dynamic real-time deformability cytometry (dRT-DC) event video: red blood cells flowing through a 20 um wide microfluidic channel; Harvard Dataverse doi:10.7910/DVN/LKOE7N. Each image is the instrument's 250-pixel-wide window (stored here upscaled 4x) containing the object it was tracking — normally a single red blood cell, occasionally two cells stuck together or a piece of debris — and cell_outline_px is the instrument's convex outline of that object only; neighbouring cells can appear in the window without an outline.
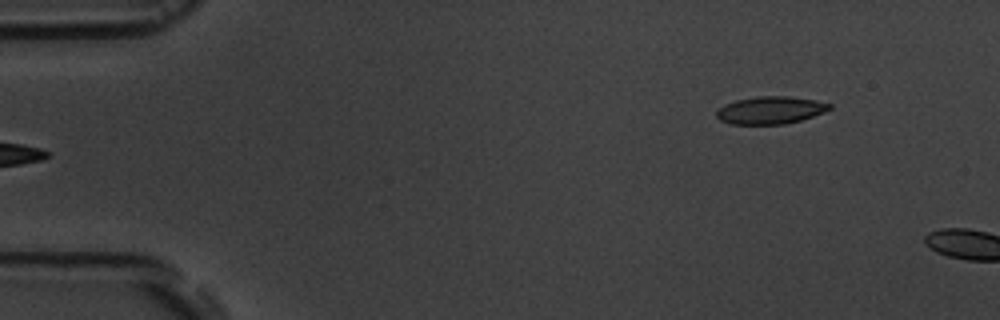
{"species": "common noctule bat (a hibernating species)", "species_latin": "Nyctalus noctula", "temperature_condition": "room temperature", "stored_images_in_passage": 6, "segment_of_instrument_passage": [2, 2], "camera_frame_rate_fps": 3000, "um_per_image_px": 0.085, "animal": {"sex": "male", "body_mass_g": 19.5, "forearm_length_mm": 54.6}, "frame": {"image": 1, "passage_image": 6, "time_ms": 6.0, "image_size_px": [1000, 320], "cell_outline_px": [[832, 108], [824, 112], [800, 120], [784, 124], [732, 124], [720, 120], [716, 116], [716, 112], [724, 104], [736, 100], [756, 96], [788, 96], [816, 100], [832, 104]], "centroid_in_image_um": [65.49, 9.36], "position_along_channel_um": 19.5, "area_um2": 18.09}}